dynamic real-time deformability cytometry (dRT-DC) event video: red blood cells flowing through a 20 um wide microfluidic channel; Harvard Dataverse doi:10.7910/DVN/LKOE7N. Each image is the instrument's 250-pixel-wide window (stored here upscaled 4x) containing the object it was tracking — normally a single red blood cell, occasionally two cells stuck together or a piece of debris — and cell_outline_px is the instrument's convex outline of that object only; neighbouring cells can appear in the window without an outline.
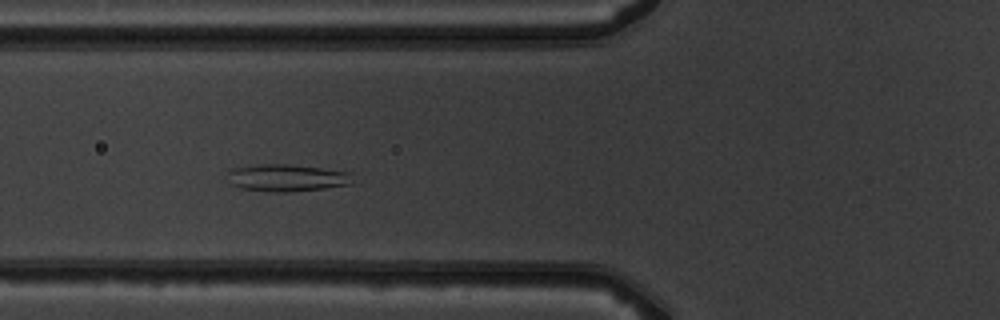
{"species": "common noctule bat (a hibernating species)", "species_latin": "Nyctalus noctula", "temperature_condition": "warm", "stored_images_in_passage": 5, "camera_frame_rate_fps": 3000, "um_per_image_px": 0.085, "animal": {"sex": "male", "body_mass_g": 19.5, "forearm_length_mm": 54.6}, "frame": {"image": 1, "passage_image": 3, "time_ms": 2.333, "image_size_px": [1000, 320], "cell_outline_px": [[352, 184], [324, 188], [288, 192], [272, 192], [240, 188], [232, 184], [228, 172], [232, 168], [256, 164], [292, 164], [352, 172]], "centroid_in_image_um": [24.41, 15.1], "position_along_channel_um": 101.4, "area_um2": 19.88}}